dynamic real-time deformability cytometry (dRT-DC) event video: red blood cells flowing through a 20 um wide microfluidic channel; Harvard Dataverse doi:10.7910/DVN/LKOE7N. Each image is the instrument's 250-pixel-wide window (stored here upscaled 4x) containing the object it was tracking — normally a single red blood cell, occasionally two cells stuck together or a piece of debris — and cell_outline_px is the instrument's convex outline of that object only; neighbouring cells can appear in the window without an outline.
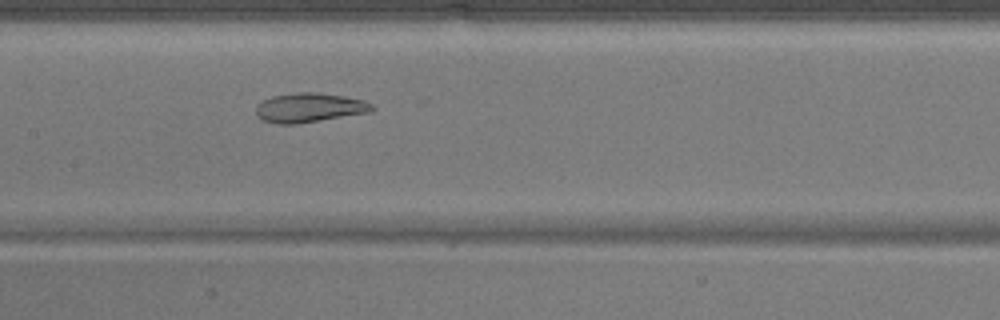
{"species": "common noctule bat (a hibernating species)", "species_latin": "Nyctalus noctula", "temperature_condition": "warm", "stored_images_in_passage": 48, "camera_frame_rate_fps": 3000, "um_per_image_px": 0.085, "animal": {"sex": "male", "body_mass_g": 17.9}, "frame": {"image": 1, "passage_image": 23, "time_ms": 7.333, "image_size_px": [1000, 320], "cell_outline_px": [[376, 108], [368, 112], [296, 124], [276, 124], [264, 120], [256, 116], [256, 104], [272, 96], [300, 92], [316, 92], [344, 96], [364, 100], [372, 104]], "centroid_in_image_um": [26.27, 9.15], "position_along_channel_um": 181.1, "area_um2": 19.71}}
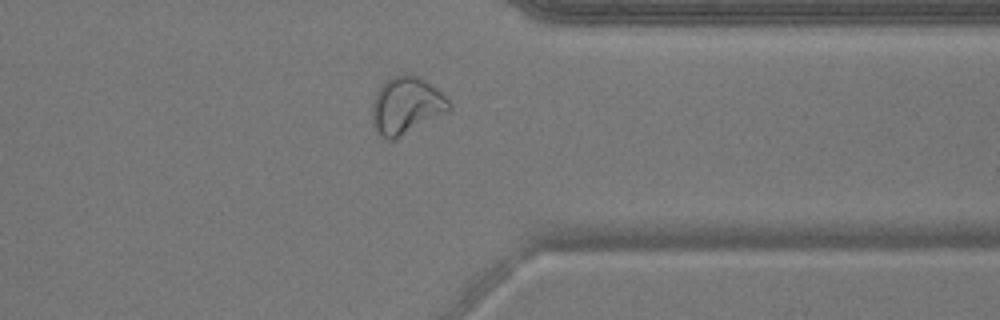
{"frame": {"image": 2, "passage_image": 38, "time_ms": 12.333, "image_size_px": [1000, 320], "cell_outline_px": [[452, 108], [448, 112], [392, 140], [388, 140], [380, 136], [376, 132], [372, 124], [372, 100], [380, 84], [384, 80], [396, 76], [416, 76], [424, 80], [436, 88], [452, 104]], "centroid_in_image_um": [34.5, 8.99], "position_along_channel_um": 376.9, "area_um2": 25.43}}
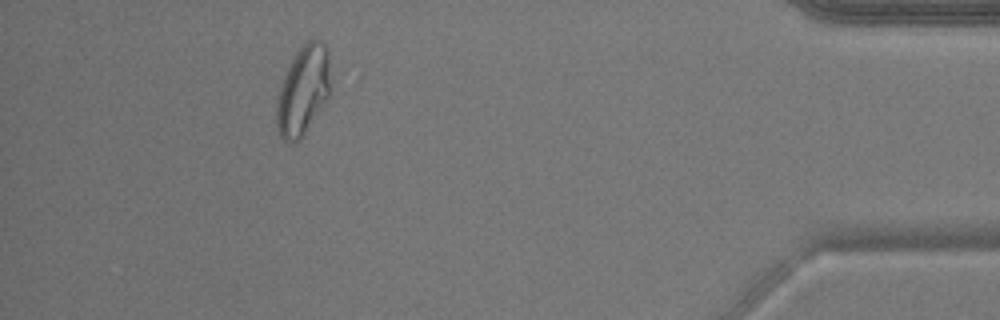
{"frame": {"image": 3, "passage_image": 44, "time_ms": 14.333, "image_size_px": [1000, 320], "cell_outline_px": [[328, 100], [304, 136], [300, 140], [292, 144], [284, 140], [280, 136], [276, 128], [276, 108], [280, 88], [284, 76], [296, 52], [304, 40], [320, 40], [324, 44], [328, 52]], "centroid_in_image_um": [25.75, 7.75], "position_along_channel_um": 409.5, "area_um2": 28.03}}